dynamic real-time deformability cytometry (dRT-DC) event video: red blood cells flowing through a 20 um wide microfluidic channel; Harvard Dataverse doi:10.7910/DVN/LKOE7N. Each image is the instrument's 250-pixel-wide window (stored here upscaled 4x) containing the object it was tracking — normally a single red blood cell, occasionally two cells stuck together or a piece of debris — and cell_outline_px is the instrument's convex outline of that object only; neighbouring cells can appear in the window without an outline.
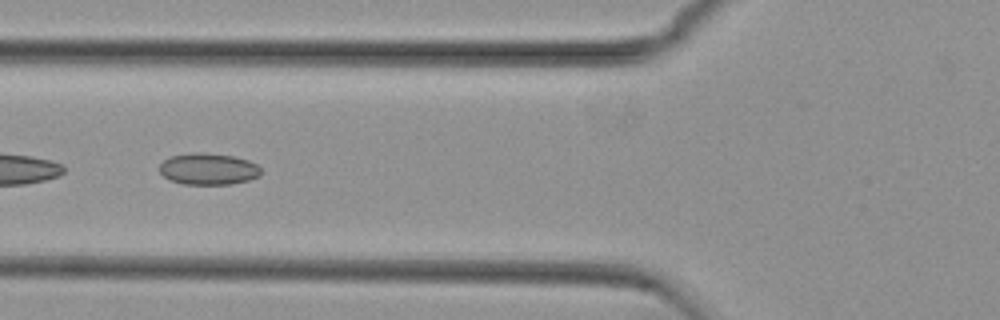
{"species": "common noctule bat (a hibernating species)", "species_latin": "Nyctalus noctula", "temperature_condition": "cold", "stored_images_in_passage": 39, "camera_frame_rate_fps": 3000, "um_per_image_px": 0.085, "animal": {"sex": "female", "body_mass_g": 29.2, "forearm_length_mm": 56.3}, "frame": {"image": 1, "passage_image": 6, "time_ms": 1.667, "image_size_px": [1000, 320], "cell_outline_px": [[260, 176], [248, 180], [232, 184], [184, 184], [172, 180], [164, 176], [160, 172], [160, 164], [164, 160], [172, 156], [192, 152], [204, 152], [232, 156], [248, 160], [256, 164], [260, 168]], "centroid_in_image_um": [17.72, 14.36], "position_along_channel_um": 108.1, "area_um2": 18.55}, "authors_computed_cell_mechanics": {"area_um2": 18.3804, "velocity_mm_per_s": 3.7457, "shape_relaxation_time_tau1_ms": null, "shape_relaxation_time_tau2_ms": 3.4205, "deformation_change_tau1": null, "deformation_change_tau2": 0.0782}}